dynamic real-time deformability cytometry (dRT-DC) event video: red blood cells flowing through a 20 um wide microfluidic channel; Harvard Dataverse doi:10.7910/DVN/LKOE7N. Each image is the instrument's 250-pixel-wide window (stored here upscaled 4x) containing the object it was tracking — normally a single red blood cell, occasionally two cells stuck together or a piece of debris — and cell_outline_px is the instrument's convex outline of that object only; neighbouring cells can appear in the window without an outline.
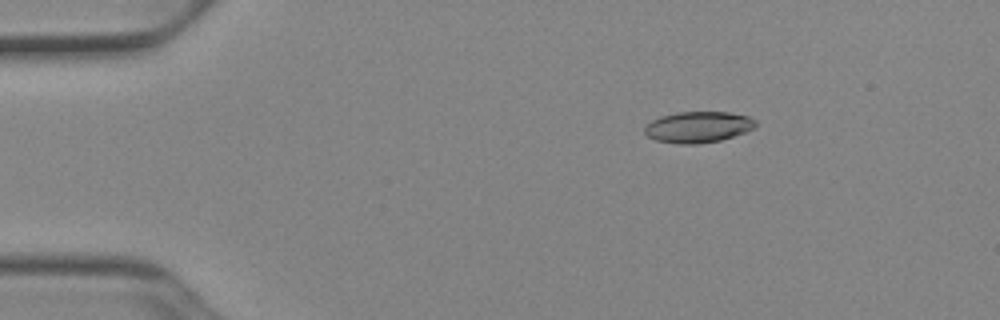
{"species": "Egyptian fruit bat (a non-hibernating species)", "species_latin": "Rousettus aegyptiacus", "temperature_condition": "cold", "stored_images_in_passage": 52, "camera_frame_rate_fps": 3000, "um_per_image_px": 0.085, "animal": {"sex": "female"}, "frame": {"image": 1, "passage_image": 9, "time_ms": 2.667, "image_size_px": [1000, 320], "cell_outline_px": [[756, 128], [720, 140], [696, 144], [680, 144], [656, 140], [648, 136], [644, 132], [644, 128], [652, 120], [660, 116], [676, 112], [728, 112], [748, 116], [756, 120]], "centroid_in_image_um": [59.34, 10.79], "position_along_channel_um": 25.7, "area_um2": 20.06}}
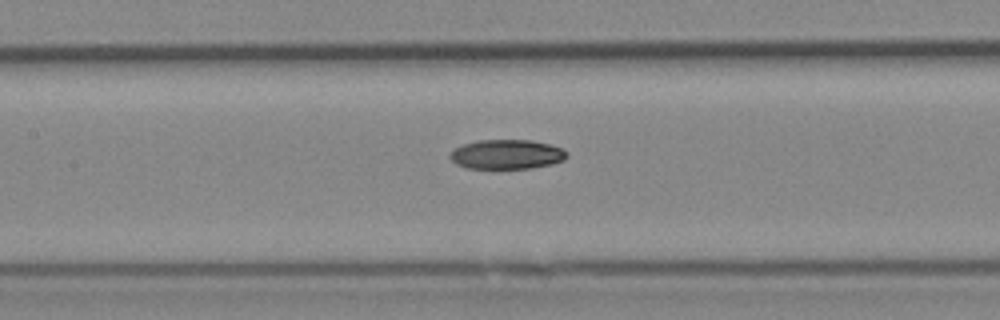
{"frame": {"image": 2, "passage_image": 25, "time_ms": 8.0, "image_size_px": [1000, 320], "cell_outline_px": [[568, 156], [564, 160], [552, 164], [532, 168], [464, 168], [456, 164], [448, 156], [456, 148], [464, 144], [480, 140], [532, 140], [552, 144], [568, 152]], "centroid_in_image_um": [43.11, 13.12], "position_along_channel_um": 164.3, "area_um2": 20.11}}
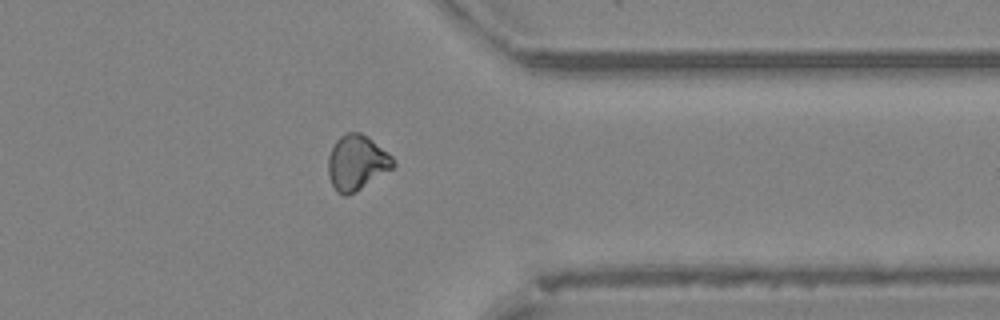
{"frame": {"image": 3, "passage_image": 42, "time_ms": 13.667, "image_size_px": [1000, 320], "cell_outline_px": [[396, 164], [392, 168], [348, 196], [344, 196], [336, 192], [328, 176], [328, 156], [336, 140], [340, 136], [348, 132], [360, 132], [368, 136], [388, 152], [392, 156]], "centroid_in_image_um": [30.31, 13.81], "position_along_channel_um": 381.1, "area_um2": 20.81}, "authors_computed_cell_mechanics": {"area_um2": 20.4612, "velocity_mm_per_s": 3.9318, "shape_relaxation_time_tau1_ms": 6.2887, "shape_relaxation_time_tau2_ms": null, "deformation_change_tau1": 0.1374, "deformation_change_tau2": null}}